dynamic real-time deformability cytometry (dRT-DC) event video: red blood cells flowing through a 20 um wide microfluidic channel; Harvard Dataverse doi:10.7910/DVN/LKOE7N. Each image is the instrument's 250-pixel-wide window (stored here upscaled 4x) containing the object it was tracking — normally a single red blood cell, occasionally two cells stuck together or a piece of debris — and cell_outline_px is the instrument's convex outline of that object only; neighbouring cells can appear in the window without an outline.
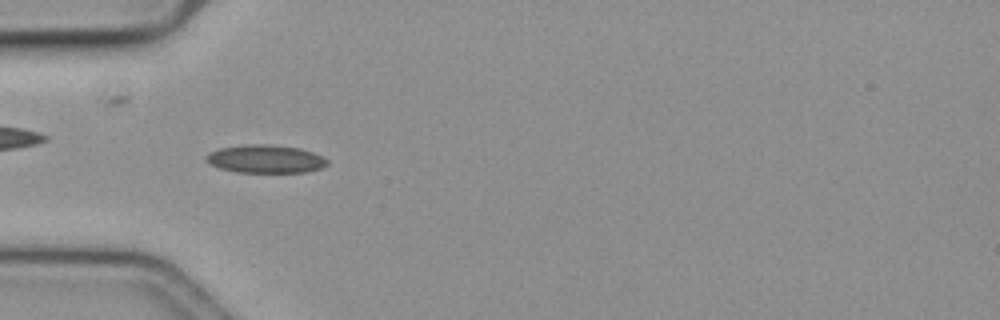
{"species": "common noctule bat (a hibernating species)", "species_latin": "Nyctalus noctula", "temperature_condition": "cold", "stored_images_in_passage": 23, "camera_frame_rate_fps": 3000, "um_per_image_px": 0.085, "animal": {"sex": "female", "body_mass_g": 19.3, "forearm_length_mm": 54.1}, "frame": {"image": 1, "passage_image": 7, "time_ms": 2.0, "image_size_px": [1000, 320], "cell_outline_px": [[328, 164], [320, 168], [308, 172], [236, 172], [220, 168], [204, 160], [204, 156], [208, 152], [220, 148], [244, 144], [272, 144], [300, 148], [324, 156], [328, 160]], "centroid_in_image_um": [22.56, 13.5], "position_along_channel_um": 62.4, "area_um2": 20.06}}
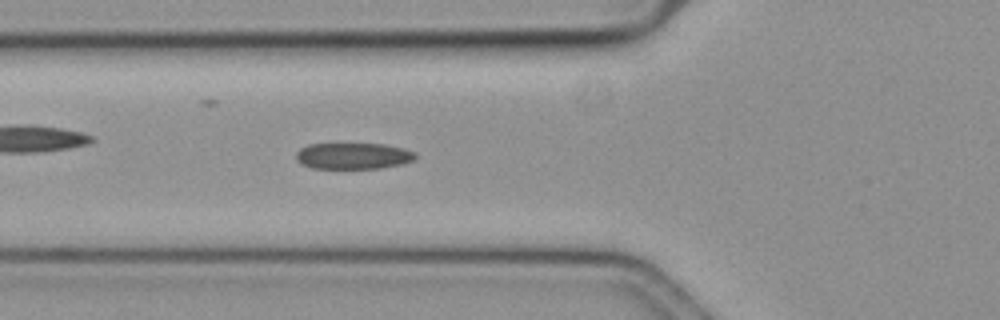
{"frame": {"image": 2, "passage_image": 10, "time_ms": 3.0, "image_size_px": [1000, 320], "cell_outline_px": [[416, 160], [404, 164], [380, 168], [312, 168], [300, 164], [296, 160], [296, 152], [300, 148], [308, 144], [384, 144], [404, 148], [416, 152]], "centroid_in_image_um": [30.04, 13.25], "position_along_channel_um": 95.8, "area_um2": 18.5}}